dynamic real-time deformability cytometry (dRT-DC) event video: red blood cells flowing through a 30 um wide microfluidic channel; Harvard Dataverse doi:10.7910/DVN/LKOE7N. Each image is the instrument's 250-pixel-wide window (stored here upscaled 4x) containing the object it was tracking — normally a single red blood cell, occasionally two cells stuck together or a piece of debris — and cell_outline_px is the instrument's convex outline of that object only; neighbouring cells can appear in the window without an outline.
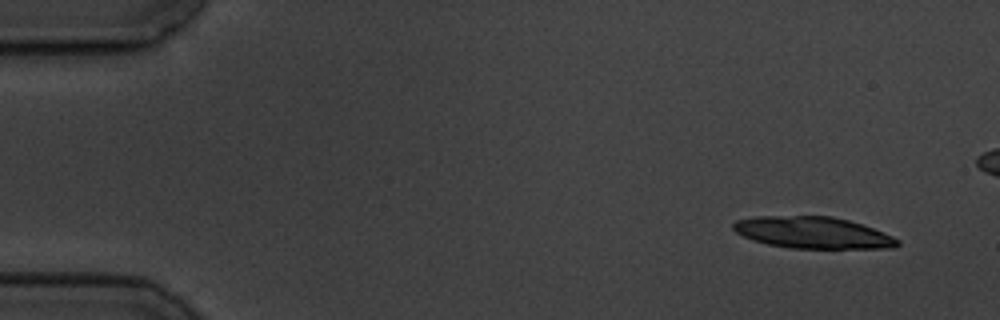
{"species": "common noctule bat (a hibernating species)", "species_latin": "Nyctalus noctula", "temperature_condition": "cold", "stored_images_in_passage": 10, "camera_frame_rate_fps": 3000, "um_per_image_px": 0.085, "animal": {"sex": "male", "body_mass_g": 19.5, "forearm_length_mm": 54.6}, "frame": {"image": 1, "passage_image": 1, "time_ms": 0.0, "image_size_px": [1000, 320], "cell_outline_px": [[900, 244], [896, 248], [792, 248], [768, 244], [752, 240], [736, 232], [732, 228], [732, 224], [736, 220], [756, 216], [832, 216], [848, 220], [872, 228], [892, 236], [900, 240]], "centroid_in_image_um": [69.08, 19.77], "position_along_channel_um": 15.9, "area_um2": 30.17}}
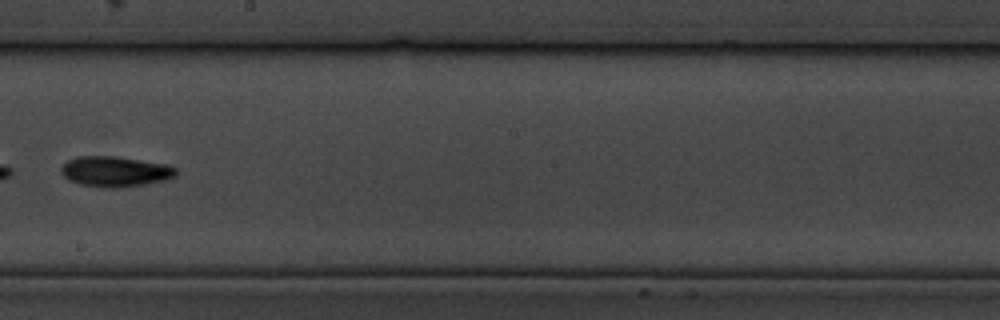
{"frame": {"image": 2, "passage_image": 9, "time_ms": 9.667, "image_size_px": [1000, 320], "cell_outline_px": [[176, 176], [164, 180], [124, 188], [104, 188], [80, 184], [68, 180], [60, 172], [60, 168], [68, 160], [76, 156], [116, 156], [168, 164], [176, 168]], "centroid_in_image_um": [9.78, 14.58], "position_along_channel_um": 238.4, "area_um2": 20.58}}
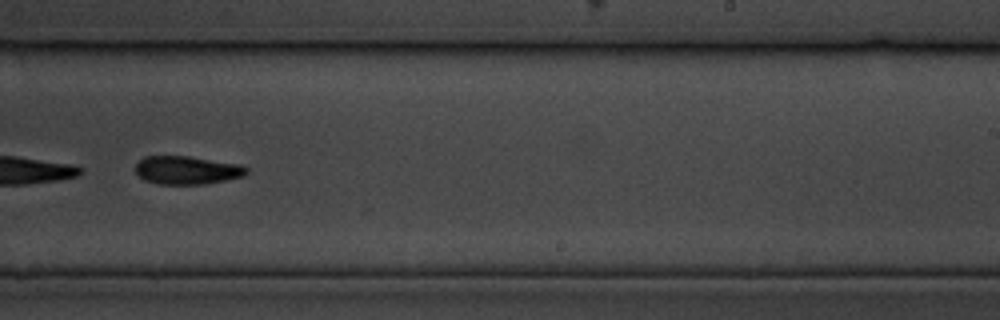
{"frame": {"image": 3, "passage_image": 10, "time_ms": 10.667, "image_size_px": [1000, 320], "cell_outline_px": [[248, 172], [244, 176], [204, 184], [156, 184], [144, 180], [136, 172], [136, 164], [144, 156], [188, 156], [240, 164], [248, 168]], "centroid_in_image_um": [15.89, 14.46], "position_along_channel_um": 273.1, "area_um2": 18.26}}